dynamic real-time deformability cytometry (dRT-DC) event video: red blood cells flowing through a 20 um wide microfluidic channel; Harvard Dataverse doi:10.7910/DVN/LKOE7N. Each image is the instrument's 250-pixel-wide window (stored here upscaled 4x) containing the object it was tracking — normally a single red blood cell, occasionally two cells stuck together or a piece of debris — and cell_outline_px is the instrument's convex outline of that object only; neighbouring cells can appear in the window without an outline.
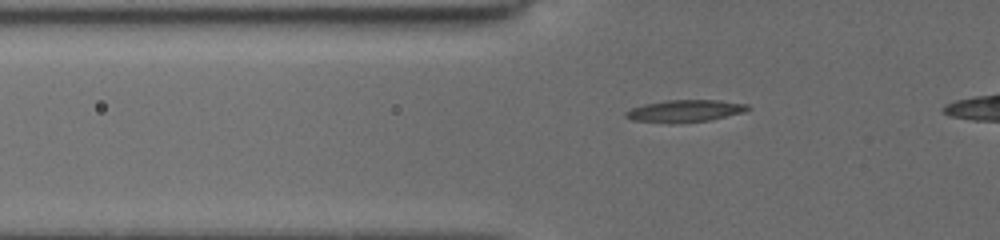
{"species": "common noctule bat (a hibernating species)", "species_latin": "Nyctalus noctula", "temperature_condition": "cold", "stored_images_in_passage": 29, "camera_frame_rate_fps": 3000, "um_per_image_px": 0.085, "animal": {"sex": "female", "body_mass_g": 19.5, "forearm_length_mm": 54.1}, "frame": {"image": 1, "passage_image": 18, "time_ms": 4.0, "image_size_px": [1000, 240], "cell_outline_px": [[752, 108], [744, 112], [708, 120], [632, 120], [624, 116], [624, 112], [632, 108], [644, 104], [668, 100], [716, 100], [748, 104]], "centroid_in_image_um": [58.29, 9.37], "position_along_channel_um": 67.5, "area_um2": 14.68}}
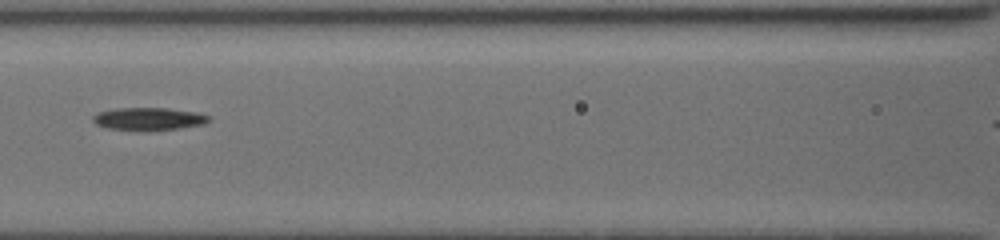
{"frame": {"image": 2, "passage_image": 23, "time_ms": 6.333, "image_size_px": [1000, 240], "cell_outline_px": [[208, 120], [204, 124], [176, 128], [108, 128], [96, 124], [92, 120], [92, 116], [100, 112], [112, 108], [168, 108], [196, 112], [208, 116]], "centroid_in_image_um": [12.6, 10.05], "position_along_channel_um": 154.0, "area_um2": 14.39}}
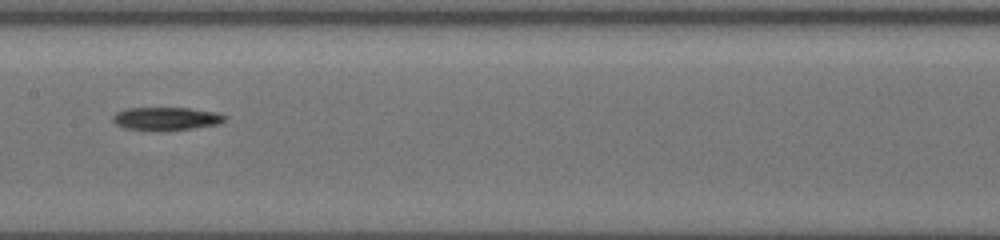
{"frame": {"image": 3, "passage_image": 28, "time_ms": 7.333, "image_size_px": [1000, 240], "cell_outline_px": [[228, 116], [224, 120], [216, 124], [192, 128], [124, 128], [116, 124], [112, 120], [112, 116], [116, 112], [124, 108], [192, 108], [220, 112]], "centroid_in_image_um": [14.15, 10.02], "position_along_channel_um": 193.2, "area_um2": 14.45}}